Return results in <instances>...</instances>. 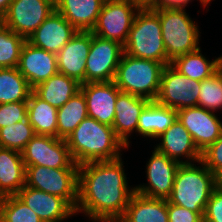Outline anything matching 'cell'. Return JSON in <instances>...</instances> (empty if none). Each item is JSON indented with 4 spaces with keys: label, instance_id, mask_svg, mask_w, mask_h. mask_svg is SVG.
I'll use <instances>...</instances> for the list:
<instances>
[{
    "label": "cell",
    "instance_id": "1",
    "mask_svg": "<svg viewBox=\"0 0 222 222\" xmlns=\"http://www.w3.org/2000/svg\"><path fill=\"white\" fill-rule=\"evenodd\" d=\"M123 165L121 158L79 165L75 213L83 212L93 222L120 220L135 192L128 188Z\"/></svg>",
    "mask_w": 222,
    "mask_h": 222
},
{
    "label": "cell",
    "instance_id": "2",
    "mask_svg": "<svg viewBox=\"0 0 222 222\" xmlns=\"http://www.w3.org/2000/svg\"><path fill=\"white\" fill-rule=\"evenodd\" d=\"M71 156L77 165L93 161H112L121 158L124 144L116 137L112 126L94 118H85L66 139Z\"/></svg>",
    "mask_w": 222,
    "mask_h": 222
},
{
    "label": "cell",
    "instance_id": "3",
    "mask_svg": "<svg viewBox=\"0 0 222 222\" xmlns=\"http://www.w3.org/2000/svg\"><path fill=\"white\" fill-rule=\"evenodd\" d=\"M196 164H180L171 195L167 201L196 213H204L207 202L218 186V178L200 161Z\"/></svg>",
    "mask_w": 222,
    "mask_h": 222
},
{
    "label": "cell",
    "instance_id": "4",
    "mask_svg": "<svg viewBox=\"0 0 222 222\" xmlns=\"http://www.w3.org/2000/svg\"><path fill=\"white\" fill-rule=\"evenodd\" d=\"M124 53L165 66L171 63L164 46L159 16L153 9L140 8L137 12L124 45Z\"/></svg>",
    "mask_w": 222,
    "mask_h": 222
},
{
    "label": "cell",
    "instance_id": "5",
    "mask_svg": "<svg viewBox=\"0 0 222 222\" xmlns=\"http://www.w3.org/2000/svg\"><path fill=\"white\" fill-rule=\"evenodd\" d=\"M165 65L123 53L113 82L121 92L155 101Z\"/></svg>",
    "mask_w": 222,
    "mask_h": 222
},
{
    "label": "cell",
    "instance_id": "6",
    "mask_svg": "<svg viewBox=\"0 0 222 222\" xmlns=\"http://www.w3.org/2000/svg\"><path fill=\"white\" fill-rule=\"evenodd\" d=\"M159 16L167 57L174 58L199 49V29L186 9H153Z\"/></svg>",
    "mask_w": 222,
    "mask_h": 222
},
{
    "label": "cell",
    "instance_id": "7",
    "mask_svg": "<svg viewBox=\"0 0 222 222\" xmlns=\"http://www.w3.org/2000/svg\"><path fill=\"white\" fill-rule=\"evenodd\" d=\"M139 9L132 0H105L91 32L124 46Z\"/></svg>",
    "mask_w": 222,
    "mask_h": 222
},
{
    "label": "cell",
    "instance_id": "8",
    "mask_svg": "<svg viewBox=\"0 0 222 222\" xmlns=\"http://www.w3.org/2000/svg\"><path fill=\"white\" fill-rule=\"evenodd\" d=\"M25 186L61 197L76 209L78 203V169L27 166Z\"/></svg>",
    "mask_w": 222,
    "mask_h": 222
},
{
    "label": "cell",
    "instance_id": "9",
    "mask_svg": "<svg viewBox=\"0 0 222 222\" xmlns=\"http://www.w3.org/2000/svg\"><path fill=\"white\" fill-rule=\"evenodd\" d=\"M25 167L43 166L55 169H79L65 139L35 135L22 151Z\"/></svg>",
    "mask_w": 222,
    "mask_h": 222
},
{
    "label": "cell",
    "instance_id": "10",
    "mask_svg": "<svg viewBox=\"0 0 222 222\" xmlns=\"http://www.w3.org/2000/svg\"><path fill=\"white\" fill-rule=\"evenodd\" d=\"M201 81L189 79L170 64L163 69L155 102L176 111L198 106Z\"/></svg>",
    "mask_w": 222,
    "mask_h": 222
},
{
    "label": "cell",
    "instance_id": "11",
    "mask_svg": "<svg viewBox=\"0 0 222 222\" xmlns=\"http://www.w3.org/2000/svg\"><path fill=\"white\" fill-rule=\"evenodd\" d=\"M54 11L51 0H13L0 21L27 40Z\"/></svg>",
    "mask_w": 222,
    "mask_h": 222
},
{
    "label": "cell",
    "instance_id": "12",
    "mask_svg": "<svg viewBox=\"0 0 222 222\" xmlns=\"http://www.w3.org/2000/svg\"><path fill=\"white\" fill-rule=\"evenodd\" d=\"M124 46L114 40L102 39L92 33L86 59V83L113 81Z\"/></svg>",
    "mask_w": 222,
    "mask_h": 222
},
{
    "label": "cell",
    "instance_id": "13",
    "mask_svg": "<svg viewBox=\"0 0 222 222\" xmlns=\"http://www.w3.org/2000/svg\"><path fill=\"white\" fill-rule=\"evenodd\" d=\"M181 163L166 155L152 150V155L146 164L148 185L134 187L135 192L149 197L167 199L172 192L174 177Z\"/></svg>",
    "mask_w": 222,
    "mask_h": 222
},
{
    "label": "cell",
    "instance_id": "14",
    "mask_svg": "<svg viewBox=\"0 0 222 222\" xmlns=\"http://www.w3.org/2000/svg\"><path fill=\"white\" fill-rule=\"evenodd\" d=\"M177 119L190 133L200 152L214 143L222 134V122L214 112L202 107H188L177 111Z\"/></svg>",
    "mask_w": 222,
    "mask_h": 222
},
{
    "label": "cell",
    "instance_id": "15",
    "mask_svg": "<svg viewBox=\"0 0 222 222\" xmlns=\"http://www.w3.org/2000/svg\"><path fill=\"white\" fill-rule=\"evenodd\" d=\"M87 105L88 117L112 126L115 117L117 96L121 90L113 81L81 84Z\"/></svg>",
    "mask_w": 222,
    "mask_h": 222
},
{
    "label": "cell",
    "instance_id": "16",
    "mask_svg": "<svg viewBox=\"0 0 222 222\" xmlns=\"http://www.w3.org/2000/svg\"><path fill=\"white\" fill-rule=\"evenodd\" d=\"M91 41V31H78L57 54L58 72L80 84L86 83V59Z\"/></svg>",
    "mask_w": 222,
    "mask_h": 222
},
{
    "label": "cell",
    "instance_id": "17",
    "mask_svg": "<svg viewBox=\"0 0 222 222\" xmlns=\"http://www.w3.org/2000/svg\"><path fill=\"white\" fill-rule=\"evenodd\" d=\"M16 196L43 222H62L76 214L65 199L28 186H24Z\"/></svg>",
    "mask_w": 222,
    "mask_h": 222
},
{
    "label": "cell",
    "instance_id": "18",
    "mask_svg": "<svg viewBox=\"0 0 222 222\" xmlns=\"http://www.w3.org/2000/svg\"><path fill=\"white\" fill-rule=\"evenodd\" d=\"M17 68L34 88L58 72L57 54L35 47L26 41L22 46Z\"/></svg>",
    "mask_w": 222,
    "mask_h": 222
},
{
    "label": "cell",
    "instance_id": "19",
    "mask_svg": "<svg viewBox=\"0 0 222 222\" xmlns=\"http://www.w3.org/2000/svg\"><path fill=\"white\" fill-rule=\"evenodd\" d=\"M77 32L78 30L55 10L26 41L35 47L58 54Z\"/></svg>",
    "mask_w": 222,
    "mask_h": 222
},
{
    "label": "cell",
    "instance_id": "20",
    "mask_svg": "<svg viewBox=\"0 0 222 222\" xmlns=\"http://www.w3.org/2000/svg\"><path fill=\"white\" fill-rule=\"evenodd\" d=\"M158 138L161 142L154 149L170 159L181 164L199 163L201 161V152L195 146L188 130L178 119ZM181 156L187 160H180L182 159Z\"/></svg>",
    "mask_w": 222,
    "mask_h": 222
},
{
    "label": "cell",
    "instance_id": "21",
    "mask_svg": "<svg viewBox=\"0 0 222 222\" xmlns=\"http://www.w3.org/2000/svg\"><path fill=\"white\" fill-rule=\"evenodd\" d=\"M151 101L130 93L120 92L117 96L115 117L112 128L114 129L116 137L124 144L126 148L129 147V135L133 131L137 132L138 120L143 109Z\"/></svg>",
    "mask_w": 222,
    "mask_h": 222
},
{
    "label": "cell",
    "instance_id": "22",
    "mask_svg": "<svg viewBox=\"0 0 222 222\" xmlns=\"http://www.w3.org/2000/svg\"><path fill=\"white\" fill-rule=\"evenodd\" d=\"M105 0H58L55 10L78 31H91Z\"/></svg>",
    "mask_w": 222,
    "mask_h": 222
},
{
    "label": "cell",
    "instance_id": "23",
    "mask_svg": "<svg viewBox=\"0 0 222 222\" xmlns=\"http://www.w3.org/2000/svg\"><path fill=\"white\" fill-rule=\"evenodd\" d=\"M22 152L0 147V198L16 195L25 186Z\"/></svg>",
    "mask_w": 222,
    "mask_h": 222
},
{
    "label": "cell",
    "instance_id": "24",
    "mask_svg": "<svg viewBox=\"0 0 222 222\" xmlns=\"http://www.w3.org/2000/svg\"><path fill=\"white\" fill-rule=\"evenodd\" d=\"M121 222H168L167 199L149 198L134 192Z\"/></svg>",
    "mask_w": 222,
    "mask_h": 222
},
{
    "label": "cell",
    "instance_id": "25",
    "mask_svg": "<svg viewBox=\"0 0 222 222\" xmlns=\"http://www.w3.org/2000/svg\"><path fill=\"white\" fill-rule=\"evenodd\" d=\"M81 84L66 75L57 72L33 88V92L42 100L55 108L62 107L69 99L80 91Z\"/></svg>",
    "mask_w": 222,
    "mask_h": 222
},
{
    "label": "cell",
    "instance_id": "26",
    "mask_svg": "<svg viewBox=\"0 0 222 222\" xmlns=\"http://www.w3.org/2000/svg\"><path fill=\"white\" fill-rule=\"evenodd\" d=\"M177 120V111L151 101L141 112L137 132L151 139L162 135Z\"/></svg>",
    "mask_w": 222,
    "mask_h": 222
},
{
    "label": "cell",
    "instance_id": "27",
    "mask_svg": "<svg viewBox=\"0 0 222 222\" xmlns=\"http://www.w3.org/2000/svg\"><path fill=\"white\" fill-rule=\"evenodd\" d=\"M221 56L208 61L201 49L174 58L170 65L189 79L203 81L218 71Z\"/></svg>",
    "mask_w": 222,
    "mask_h": 222
},
{
    "label": "cell",
    "instance_id": "28",
    "mask_svg": "<svg viewBox=\"0 0 222 222\" xmlns=\"http://www.w3.org/2000/svg\"><path fill=\"white\" fill-rule=\"evenodd\" d=\"M57 108L39 98L33 91L27 101L29 123L37 135L57 137Z\"/></svg>",
    "mask_w": 222,
    "mask_h": 222
},
{
    "label": "cell",
    "instance_id": "29",
    "mask_svg": "<svg viewBox=\"0 0 222 222\" xmlns=\"http://www.w3.org/2000/svg\"><path fill=\"white\" fill-rule=\"evenodd\" d=\"M57 138L67 139L76 127L88 117L87 105L80 90L57 110Z\"/></svg>",
    "mask_w": 222,
    "mask_h": 222
},
{
    "label": "cell",
    "instance_id": "30",
    "mask_svg": "<svg viewBox=\"0 0 222 222\" xmlns=\"http://www.w3.org/2000/svg\"><path fill=\"white\" fill-rule=\"evenodd\" d=\"M32 91L17 67L0 68V104L27 102Z\"/></svg>",
    "mask_w": 222,
    "mask_h": 222
},
{
    "label": "cell",
    "instance_id": "31",
    "mask_svg": "<svg viewBox=\"0 0 222 222\" xmlns=\"http://www.w3.org/2000/svg\"><path fill=\"white\" fill-rule=\"evenodd\" d=\"M26 39L11 31L0 21V68L18 67Z\"/></svg>",
    "mask_w": 222,
    "mask_h": 222
},
{
    "label": "cell",
    "instance_id": "32",
    "mask_svg": "<svg viewBox=\"0 0 222 222\" xmlns=\"http://www.w3.org/2000/svg\"><path fill=\"white\" fill-rule=\"evenodd\" d=\"M0 222H43L16 195L0 198Z\"/></svg>",
    "mask_w": 222,
    "mask_h": 222
},
{
    "label": "cell",
    "instance_id": "33",
    "mask_svg": "<svg viewBox=\"0 0 222 222\" xmlns=\"http://www.w3.org/2000/svg\"><path fill=\"white\" fill-rule=\"evenodd\" d=\"M29 120L0 128V147L22 152L26 144L35 136Z\"/></svg>",
    "mask_w": 222,
    "mask_h": 222
},
{
    "label": "cell",
    "instance_id": "34",
    "mask_svg": "<svg viewBox=\"0 0 222 222\" xmlns=\"http://www.w3.org/2000/svg\"><path fill=\"white\" fill-rule=\"evenodd\" d=\"M198 106L211 112L222 108V74L219 70L201 81Z\"/></svg>",
    "mask_w": 222,
    "mask_h": 222
},
{
    "label": "cell",
    "instance_id": "35",
    "mask_svg": "<svg viewBox=\"0 0 222 222\" xmlns=\"http://www.w3.org/2000/svg\"><path fill=\"white\" fill-rule=\"evenodd\" d=\"M28 119L27 102L0 104V128Z\"/></svg>",
    "mask_w": 222,
    "mask_h": 222
},
{
    "label": "cell",
    "instance_id": "36",
    "mask_svg": "<svg viewBox=\"0 0 222 222\" xmlns=\"http://www.w3.org/2000/svg\"><path fill=\"white\" fill-rule=\"evenodd\" d=\"M201 162L217 178L222 174V134L214 143L201 152Z\"/></svg>",
    "mask_w": 222,
    "mask_h": 222
},
{
    "label": "cell",
    "instance_id": "37",
    "mask_svg": "<svg viewBox=\"0 0 222 222\" xmlns=\"http://www.w3.org/2000/svg\"><path fill=\"white\" fill-rule=\"evenodd\" d=\"M203 218L205 222H222V188L219 185L207 202Z\"/></svg>",
    "mask_w": 222,
    "mask_h": 222
},
{
    "label": "cell",
    "instance_id": "38",
    "mask_svg": "<svg viewBox=\"0 0 222 222\" xmlns=\"http://www.w3.org/2000/svg\"><path fill=\"white\" fill-rule=\"evenodd\" d=\"M168 222H205L204 213H196L167 201Z\"/></svg>",
    "mask_w": 222,
    "mask_h": 222
},
{
    "label": "cell",
    "instance_id": "39",
    "mask_svg": "<svg viewBox=\"0 0 222 222\" xmlns=\"http://www.w3.org/2000/svg\"><path fill=\"white\" fill-rule=\"evenodd\" d=\"M192 0H155L149 9L178 8L185 9Z\"/></svg>",
    "mask_w": 222,
    "mask_h": 222
},
{
    "label": "cell",
    "instance_id": "40",
    "mask_svg": "<svg viewBox=\"0 0 222 222\" xmlns=\"http://www.w3.org/2000/svg\"><path fill=\"white\" fill-rule=\"evenodd\" d=\"M12 1L13 0H0V19L7 12Z\"/></svg>",
    "mask_w": 222,
    "mask_h": 222
},
{
    "label": "cell",
    "instance_id": "41",
    "mask_svg": "<svg viewBox=\"0 0 222 222\" xmlns=\"http://www.w3.org/2000/svg\"><path fill=\"white\" fill-rule=\"evenodd\" d=\"M140 8H149L155 0H132Z\"/></svg>",
    "mask_w": 222,
    "mask_h": 222
},
{
    "label": "cell",
    "instance_id": "42",
    "mask_svg": "<svg viewBox=\"0 0 222 222\" xmlns=\"http://www.w3.org/2000/svg\"><path fill=\"white\" fill-rule=\"evenodd\" d=\"M201 2V4L204 6L209 5V3L211 2V0H199Z\"/></svg>",
    "mask_w": 222,
    "mask_h": 222
},
{
    "label": "cell",
    "instance_id": "43",
    "mask_svg": "<svg viewBox=\"0 0 222 222\" xmlns=\"http://www.w3.org/2000/svg\"><path fill=\"white\" fill-rule=\"evenodd\" d=\"M218 185L222 188V174L218 177Z\"/></svg>",
    "mask_w": 222,
    "mask_h": 222
},
{
    "label": "cell",
    "instance_id": "44",
    "mask_svg": "<svg viewBox=\"0 0 222 222\" xmlns=\"http://www.w3.org/2000/svg\"><path fill=\"white\" fill-rule=\"evenodd\" d=\"M218 70L220 71V73L222 74V55H221V59H220V63H219V68Z\"/></svg>",
    "mask_w": 222,
    "mask_h": 222
},
{
    "label": "cell",
    "instance_id": "45",
    "mask_svg": "<svg viewBox=\"0 0 222 222\" xmlns=\"http://www.w3.org/2000/svg\"><path fill=\"white\" fill-rule=\"evenodd\" d=\"M54 4L58 1V0H51Z\"/></svg>",
    "mask_w": 222,
    "mask_h": 222
}]
</instances>
